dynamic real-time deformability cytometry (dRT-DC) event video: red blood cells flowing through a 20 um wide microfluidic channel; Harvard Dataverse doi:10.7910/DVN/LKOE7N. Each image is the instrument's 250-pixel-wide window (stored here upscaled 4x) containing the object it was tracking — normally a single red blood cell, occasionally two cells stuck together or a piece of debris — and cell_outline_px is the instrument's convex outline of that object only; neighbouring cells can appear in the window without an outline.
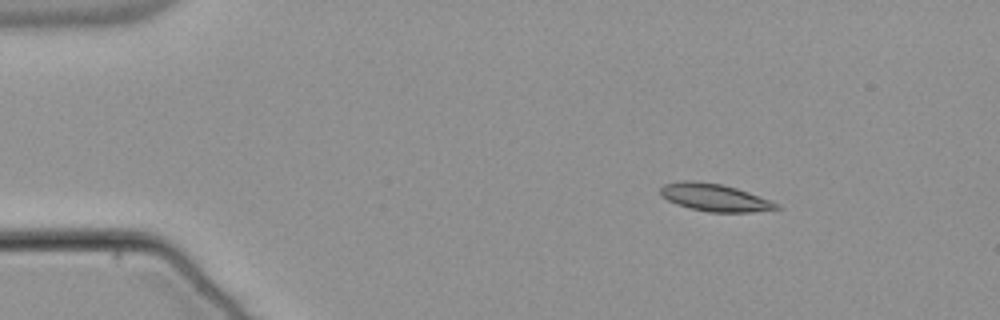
{"species": "common noctule bat (a hibernating species)", "species_latin": "Nyctalus noctula", "temperature_condition": "warm", "stored_images_in_passage": 47, "camera_frame_rate_fps": 3000, "um_per_image_px": 0.085, "animal": {"sex": "male", "body_mass_g": 21.5, "forearm_length_mm": 52.0}, "frame": {"image": 1, "passage_image": 1, "time_ms": 0.0, "image_size_px": [1000, 320], "cell_outline_px": [[780, 208], [752, 212], [708, 212], [688, 208], [676, 204], [660, 196], [660, 188], [664, 184], [680, 180], [696, 180], [720, 184], [736, 188], [748, 192], [780, 204]], "centroid_in_image_um": [60.69, 16.78], "position_along_channel_um": 24.3, "area_um2": 18.67}}
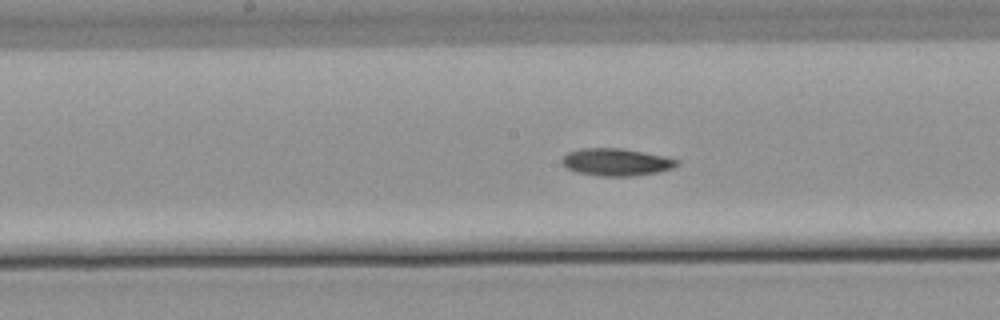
{"frame": {"image": 2, "passage_image": 21, "time_ms": 6.667, "image_size_px": [1000, 320], "cell_outline_px": [[680, 164], [672, 168], [660, 172], [632, 176], [600, 176], [576, 172], [568, 168], [560, 160], [568, 152], [580, 148], [624, 148], [664, 156], [680, 160]], "centroid_in_image_um": [52.41, 13.77], "position_along_channel_um": 195.8, "area_um2": 18.44}}
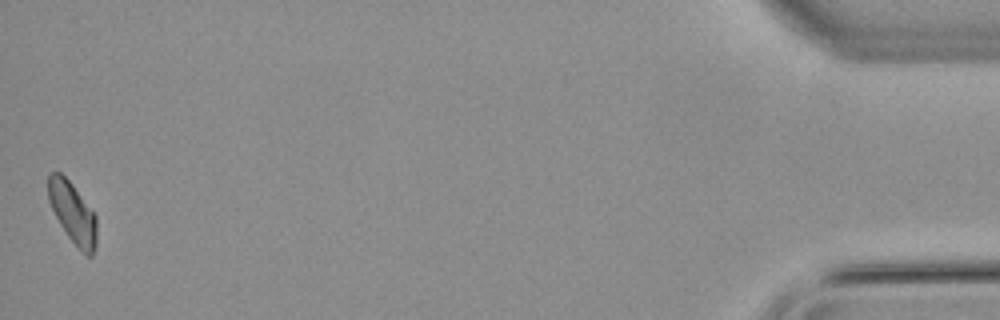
{"frame": {"image": 3, "passage_image": 47, "time_ms": 15.333, "image_size_px": [1000, 320], "cell_outline_px": [[96, 248], [92, 256], [88, 256], [68, 236], [60, 224], [48, 200], [48, 176], [52, 172], [60, 172], [72, 184], [96, 216]], "centroid_in_image_um": [6.17, 18.08], "position_along_channel_um": 429.0, "area_um2": 16.82}}